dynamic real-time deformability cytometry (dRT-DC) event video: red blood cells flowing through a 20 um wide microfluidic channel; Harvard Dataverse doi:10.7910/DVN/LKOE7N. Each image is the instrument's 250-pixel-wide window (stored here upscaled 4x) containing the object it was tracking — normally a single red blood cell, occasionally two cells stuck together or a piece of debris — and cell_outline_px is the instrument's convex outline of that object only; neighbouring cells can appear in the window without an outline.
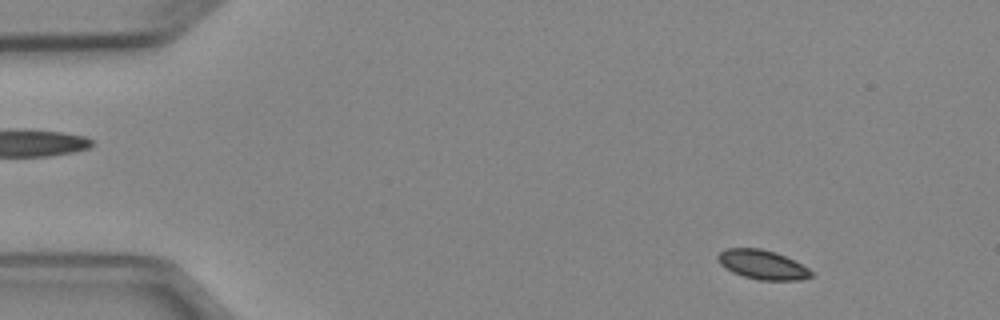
{"species": "Egyptian fruit bat (a non-hibernating species)", "species_latin": "Rousettus aegyptiacus", "temperature_condition": "cold", "stored_images_in_passage": 7, "camera_frame_rate_fps": 3000, "um_per_image_px": 0.085, "animal": {"sex": "female"}, "frame": {"image": 1, "passage_image": 1, "time_ms": 0.0, "image_size_px": [1000, 320], "cell_outline_px": [[812, 276], [800, 280], [760, 280], [744, 276], [732, 272], [720, 264], [716, 256], [724, 248], [760, 248], [776, 252], [808, 268], [812, 272]], "centroid_in_image_um": [64.77, 22.49], "position_along_channel_um": 20.2, "area_um2": 15.78}}
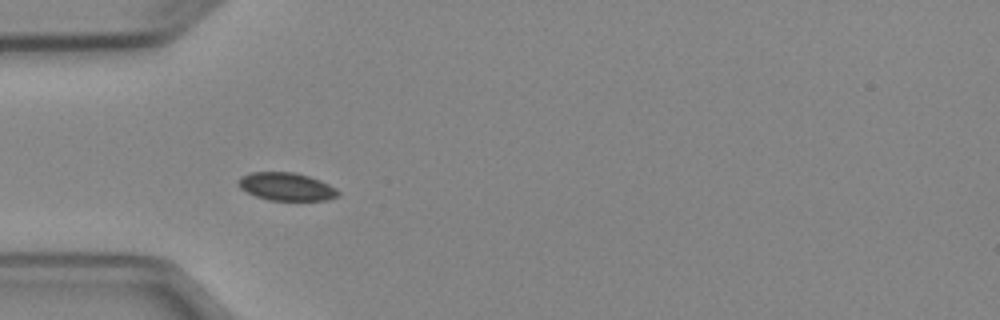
{"frame": {"image": 2, "passage_image": 4, "time_ms": 3.333, "image_size_px": [1000, 320], "cell_outline_px": [[340, 196], [328, 200], [268, 200], [256, 196], [240, 188], [236, 184], [236, 180], [240, 176], [252, 172], [292, 172], [308, 176], [320, 180], [336, 188], [340, 192]], "centroid_in_image_um": [24.33, 15.86], "position_along_channel_um": 60.7, "area_um2": 16.36}}
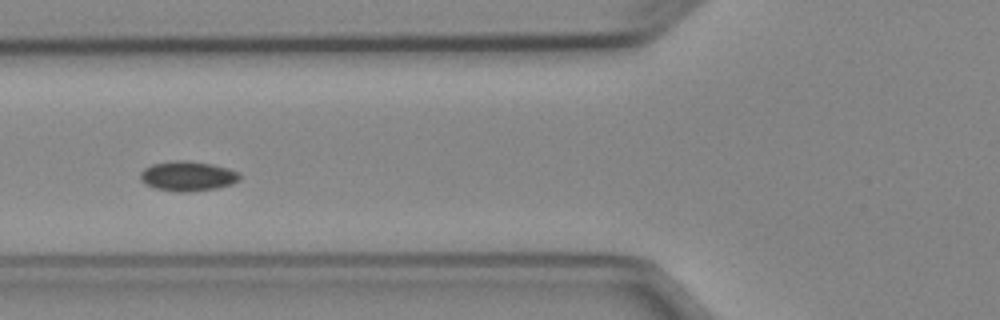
{"frame": {"image": 3, "passage_image": 5, "time_ms": 4.667, "image_size_px": [1000, 320], "cell_outline_px": [[240, 180], [232, 184], [216, 188], [188, 192], [180, 192], [156, 188], [144, 184], [140, 180], [140, 172], [144, 168], [152, 164], [172, 160], [188, 160], [212, 164], [228, 168], [240, 172]], "centroid_in_image_um": [15.95, 14.96], "position_along_channel_um": 109.8, "area_um2": 17.46}}